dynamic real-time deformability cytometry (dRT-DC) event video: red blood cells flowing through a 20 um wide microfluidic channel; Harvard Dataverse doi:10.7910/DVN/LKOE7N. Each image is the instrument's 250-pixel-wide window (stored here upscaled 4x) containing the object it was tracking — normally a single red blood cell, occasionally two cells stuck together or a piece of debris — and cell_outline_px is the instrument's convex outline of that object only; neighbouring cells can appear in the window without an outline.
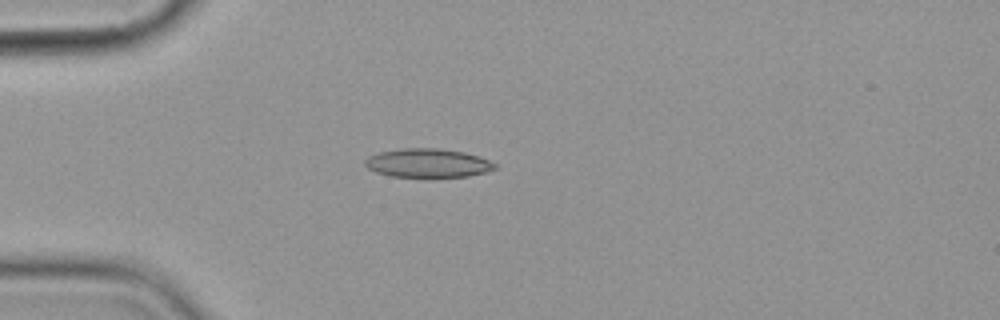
{"species": "common noctule bat (a hibernating species)", "species_latin": "Nyctalus noctula", "temperature_condition": "cold", "stored_images_in_passage": 4, "camera_frame_rate_fps": 3000, "um_per_image_px": 0.085, "animal": {"sex": "female", "body_mass_g": 19.9}, "frame": {"image": 1, "passage_image": 4, "time_ms": 3.333, "image_size_px": [1000, 320], "cell_outline_px": [[496, 168], [484, 172], [468, 176], [428, 180], [392, 176], [376, 172], [368, 168], [364, 164], [364, 160], [368, 156], [380, 152], [400, 148], [436, 148], [464, 152], [488, 160], [496, 164]], "centroid_in_image_um": [36.32, 13.9], "position_along_channel_um": 48.7, "area_um2": 22.48}}